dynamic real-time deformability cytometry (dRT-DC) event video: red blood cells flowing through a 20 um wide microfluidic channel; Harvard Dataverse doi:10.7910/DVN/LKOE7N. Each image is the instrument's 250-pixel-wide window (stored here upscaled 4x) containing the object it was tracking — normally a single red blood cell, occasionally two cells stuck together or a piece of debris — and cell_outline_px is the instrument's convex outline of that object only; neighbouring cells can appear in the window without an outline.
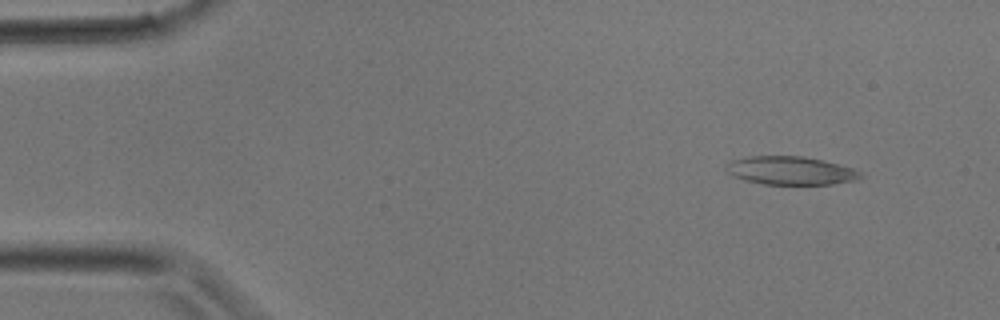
{"species": "common noctule bat (a hibernating species)", "species_latin": "Nyctalus noctula", "temperature_condition": "room temperature", "stored_images_in_passage": 3, "camera_frame_rate_fps": 3000, "um_per_image_px": 0.085, "animal": {"sex": "male", "body_mass_g": 17.9}, "frame": {"image": 1, "passage_image": 1, "time_ms": 0.0, "image_size_px": [1000, 320], "cell_outline_px": [[864, 176], [856, 180], [832, 184], [764, 184], [744, 180], [728, 172], [724, 168], [724, 164], [732, 160], [748, 156], [804, 156], [852, 168], [860, 172]], "centroid_in_image_um": [67.17, 14.5], "position_along_channel_um": 17.8, "area_um2": 22.02}}